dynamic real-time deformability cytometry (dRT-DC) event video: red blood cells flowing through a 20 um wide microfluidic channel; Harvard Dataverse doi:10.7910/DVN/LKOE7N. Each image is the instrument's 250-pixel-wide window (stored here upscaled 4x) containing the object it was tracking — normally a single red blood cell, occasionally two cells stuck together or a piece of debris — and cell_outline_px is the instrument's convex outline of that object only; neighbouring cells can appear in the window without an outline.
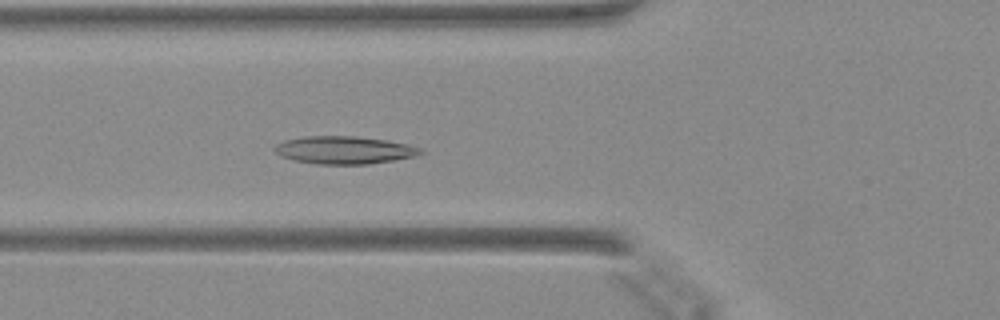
{"species": "Egyptian fruit bat (a non-hibernating species)", "species_latin": "Rousettus aegyptiacus", "temperature_condition": "warm", "stored_images_in_passage": 48, "camera_frame_rate_fps": 3000, "um_per_image_px": 0.085, "animal": {"sex": "female"}, "frame": {"image": 1, "passage_image": 18, "time_ms": 5.667, "image_size_px": [1000, 320], "cell_outline_px": [[424, 152], [416, 156], [368, 164], [316, 164], [292, 160], [280, 156], [272, 148], [276, 144], [284, 140], [304, 136], [356, 136], [384, 140], [408, 144], [420, 148]], "centroid_in_image_um": [29.21, 12.75], "position_along_channel_um": 96.6, "area_um2": 23.58}}
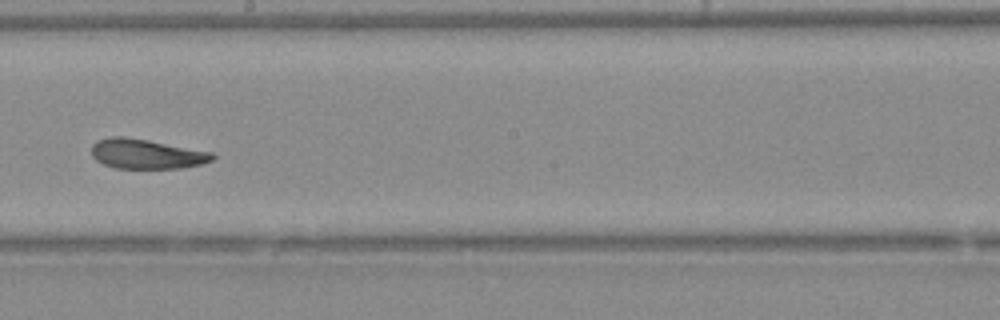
{"frame": {"image": 2, "passage_image": 28, "time_ms": 9.0, "image_size_px": [1000, 320], "cell_outline_px": [[216, 156], [212, 160], [200, 164], [180, 168], [116, 168], [104, 164], [96, 160], [92, 156], [92, 144], [96, 140], [112, 136], [124, 136], [148, 140], [212, 152]], "centroid_in_image_um": [12.42, 13.08], "position_along_channel_um": 235.8, "area_um2": 20.87}}
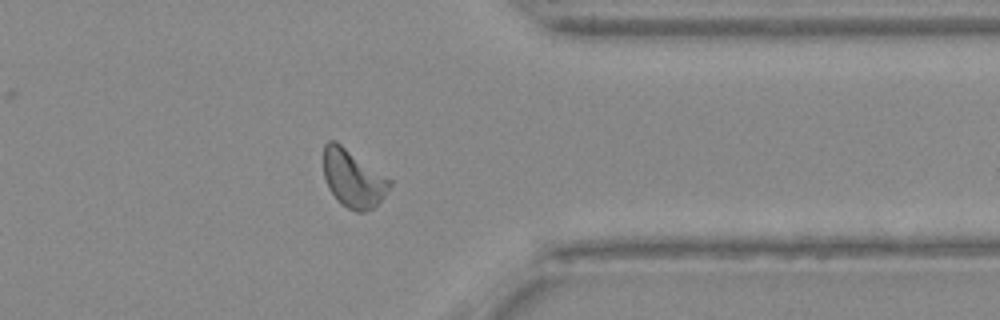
{"frame": {"image": 3, "passage_image": 39, "time_ms": 12.667, "image_size_px": [1000, 320], "cell_outline_px": [[392, 184], [380, 200], [372, 208], [364, 212], [356, 212], [340, 204], [336, 200], [328, 188], [324, 176], [324, 144], [328, 140], [336, 140], [392, 180]], "centroid_in_image_um": [29.99, 15.16], "position_along_channel_um": 381.4, "area_um2": 22.25}}